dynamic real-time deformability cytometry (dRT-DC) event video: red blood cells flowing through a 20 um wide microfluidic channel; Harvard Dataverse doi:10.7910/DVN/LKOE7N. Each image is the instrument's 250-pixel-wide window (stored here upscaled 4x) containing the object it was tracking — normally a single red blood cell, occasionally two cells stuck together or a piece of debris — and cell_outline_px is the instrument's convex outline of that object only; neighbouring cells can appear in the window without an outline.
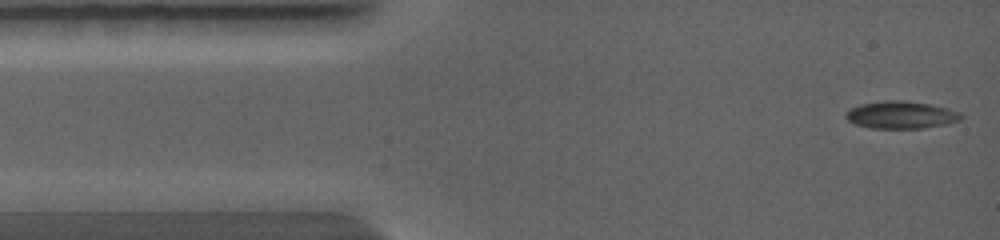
{"species": "common noctule bat (a hibernating species)", "species_latin": "Nyctalus noctula", "temperature_condition": "warm", "stored_images_in_passage": 58, "camera_frame_rate_fps": 5000, "um_per_image_px": 0.085, "animal": {"sex": "female", "body_mass_g": 19.0, "forearm_length_mm": 56.7}, "frame": {"image": 1, "passage_image": 1, "time_ms": 0.0, "image_size_px": [1000, 240], "cell_outline_px": [[964, 116], [960, 120], [948, 124], [924, 128], [868, 128], [856, 124], [848, 120], [844, 116], [844, 112], [848, 108], [860, 104], [884, 100], [904, 100], [928, 104], [948, 108], [960, 112]], "centroid_in_image_um": [76.56, 9.76], "position_along_channel_um": 8.4, "area_um2": 18.67}}
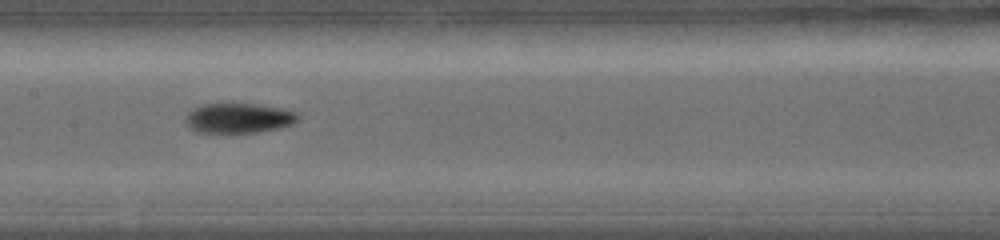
{"frame": {"image": 2, "passage_image": 25, "time_ms": 4.6, "image_size_px": [1000, 240], "cell_outline_px": [[300, 120], [292, 124], [280, 128], [256, 132], [196, 132], [184, 120], [188, 112], [192, 108], [200, 104], [260, 104], [300, 112]], "centroid_in_image_um": [20.33, 10.02], "position_along_channel_um": 187.1, "area_um2": 19.71}}
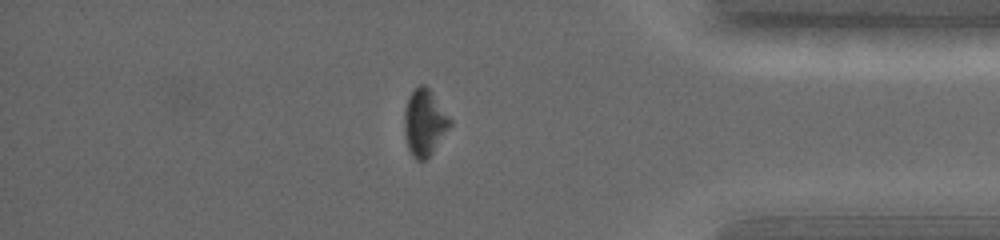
{"frame": {"image": 3, "passage_image": 49, "time_ms": 8.8, "image_size_px": [1000, 240], "cell_outline_px": [[452, 124], [432, 152], [424, 160], [416, 160], [412, 156], [408, 148], [404, 132], [404, 112], [408, 96], [420, 84], [424, 84], [428, 88], [452, 120]], "centroid_in_image_um": [36.06, 10.42], "position_along_channel_um": 399.1, "area_um2": 17.46}}